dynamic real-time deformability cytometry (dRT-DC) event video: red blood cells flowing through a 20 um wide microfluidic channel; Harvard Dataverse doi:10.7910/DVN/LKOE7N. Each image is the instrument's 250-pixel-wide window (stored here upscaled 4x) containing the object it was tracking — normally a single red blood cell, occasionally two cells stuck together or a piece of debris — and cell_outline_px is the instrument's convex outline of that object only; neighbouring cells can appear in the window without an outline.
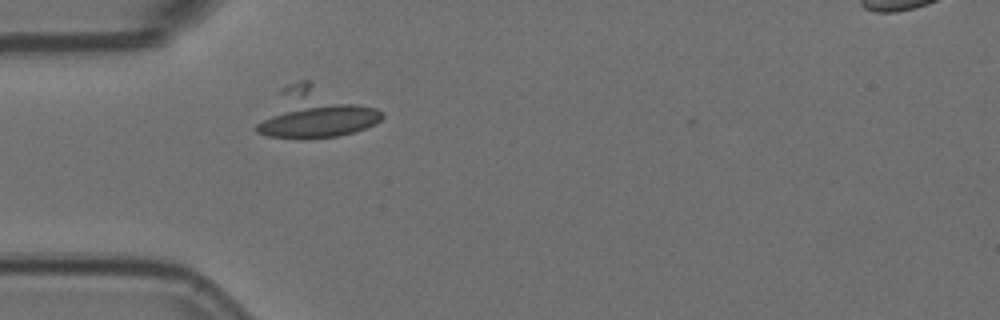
{"species": "Egyptian fruit bat (a non-hibernating species)", "species_latin": "Rousettus aegyptiacus", "temperature_condition": "room temperature", "stored_images_in_passage": 1, "camera_frame_rate_fps": 3000, "um_per_image_px": 0.085, "animal": {"sex": "female"}, "frame": {"image": 1, "passage_image": 1, "time_ms": 0.0, "image_size_px": [1000, 320], "cell_outline_px": [[384, 116], [376, 124], [352, 132], [336, 136], [268, 136], [256, 132], [256, 124], [280, 88], [288, 84], [300, 80], [308, 80], [376, 108]], "centroid_in_image_um": [26.74, 9.57], "position_along_channel_um": 58.3, "area_um2": 35.32}}